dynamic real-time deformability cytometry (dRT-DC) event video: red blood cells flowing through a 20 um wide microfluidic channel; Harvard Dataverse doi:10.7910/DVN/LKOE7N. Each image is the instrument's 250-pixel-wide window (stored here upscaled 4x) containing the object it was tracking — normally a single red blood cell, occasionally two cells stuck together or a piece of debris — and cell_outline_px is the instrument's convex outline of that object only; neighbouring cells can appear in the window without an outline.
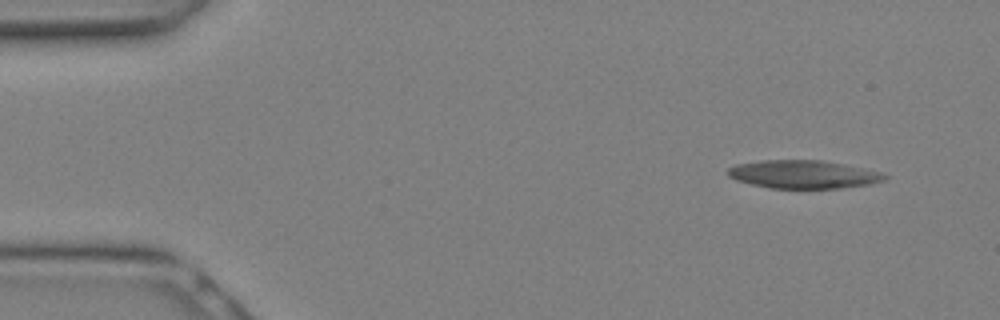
{"species": "Egyptian fruit bat (a non-hibernating species)", "species_latin": "Rousettus aegyptiacus", "temperature_condition": "warm", "stored_images_in_passage": 7, "camera_frame_rate_fps": 3000, "um_per_image_px": 0.085, "animal": {"sex": "female"}, "frame": {"image": 1, "passage_image": 1, "time_ms": 0.0, "image_size_px": [1000, 320], "cell_outline_px": [[888, 176], [884, 180], [868, 184], [840, 188], [768, 188], [736, 180], [728, 176], [728, 168], [736, 164], [764, 160], [820, 160], [880, 172]], "centroid_in_image_um": [68.23, 14.82], "position_along_channel_um": 16.8, "area_um2": 25.32}}